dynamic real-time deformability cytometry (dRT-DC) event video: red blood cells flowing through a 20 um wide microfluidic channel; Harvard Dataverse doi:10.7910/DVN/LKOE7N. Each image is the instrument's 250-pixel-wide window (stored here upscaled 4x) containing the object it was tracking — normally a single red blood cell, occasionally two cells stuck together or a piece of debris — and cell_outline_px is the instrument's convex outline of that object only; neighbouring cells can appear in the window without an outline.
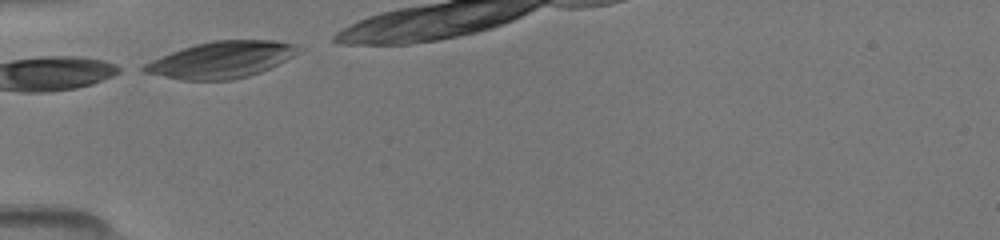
{"species": "common noctule bat (a hibernating species)", "species_latin": "Nyctalus noctula", "temperature_condition": "room temperature", "stored_images_in_passage": 4, "camera_frame_rate_fps": 3000, "um_per_image_px": 0.085, "animal": {"sex": "female", "body_mass_g": 19.5, "forearm_length_mm": 54.1}, "frame": {"image": 1, "passage_image": 1, "time_ms": 0.0, "image_size_px": [1000, 240], "cell_outline_px": [[304, 48], [300, 52], [260, 72], [248, 76], [232, 80], [184, 80], [140, 72], [136, 68], [152, 60], [172, 52], [196, 44], [216, 40], [272, 40], [296, 44]], "centroid_in_image_um": [18.79, 5.08], "position_along_channel_um": 66.2, "area_um2": 32.71}}